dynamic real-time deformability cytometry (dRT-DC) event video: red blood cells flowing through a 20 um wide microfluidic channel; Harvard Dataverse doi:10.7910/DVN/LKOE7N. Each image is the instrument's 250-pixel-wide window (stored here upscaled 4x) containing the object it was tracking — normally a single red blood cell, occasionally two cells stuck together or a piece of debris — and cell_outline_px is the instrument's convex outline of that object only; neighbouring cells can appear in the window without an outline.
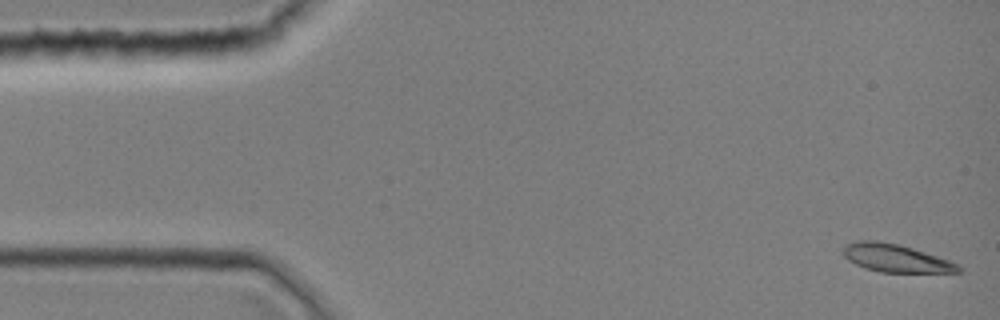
{"species": "common noctule bat (a hibernating species)", "species_latin": "Nyctalus noctula", "temperature_condition": "room temperature", "stored_images_in_passage": 10, "camera_frame_rate_fps": 3000, "um_per_image_px": 0.085, "animal": {"sex": "female", "body_mass_g": 19.0, "forearm_length_mm": 51.5}, "frame": {"image": 1, "passage_image": 1, "time_ms": 0.0, "image_size_px": [1000, 320], "cell_outline_px": [[964, 268], [960, 272], [880, 272], [864, 268], [848, 260], [844, 256], [844, 244], [856, 240], [876, 240], [900, 244], [948, 260]], "centroid_in_image_um": [76.1, 21.93], "position_along_channel_um": 8.9, "area_um2": 18.67}}
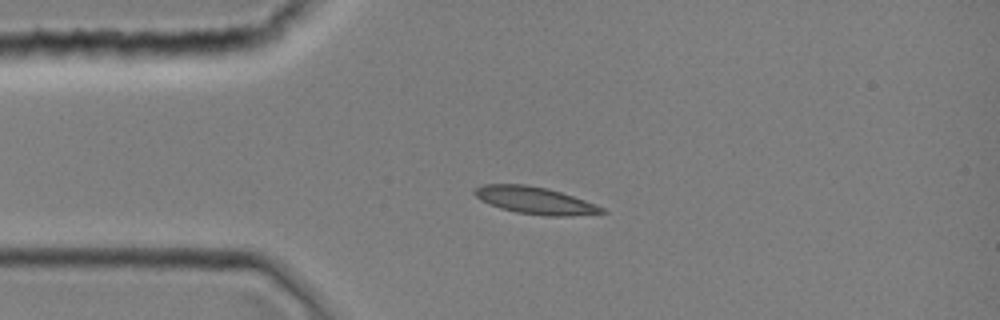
{"frame": {"image": 2, "passage_image": 9, "time_ms": 2.667, "image_size_px": [1000, 320], "cell_outline_px": [[608, 212], [564, 216], [548, 216], [516, 212], [500, 208], [480, 200], [472, 192], [476, 188], [484, 184], [524, 184], [548, 188], [596, 204], [604, 208]], "centroid_in_image_um": [45.45, 17.03], "position_along_channel_um": 39.5, "area_um2": 19.94}}